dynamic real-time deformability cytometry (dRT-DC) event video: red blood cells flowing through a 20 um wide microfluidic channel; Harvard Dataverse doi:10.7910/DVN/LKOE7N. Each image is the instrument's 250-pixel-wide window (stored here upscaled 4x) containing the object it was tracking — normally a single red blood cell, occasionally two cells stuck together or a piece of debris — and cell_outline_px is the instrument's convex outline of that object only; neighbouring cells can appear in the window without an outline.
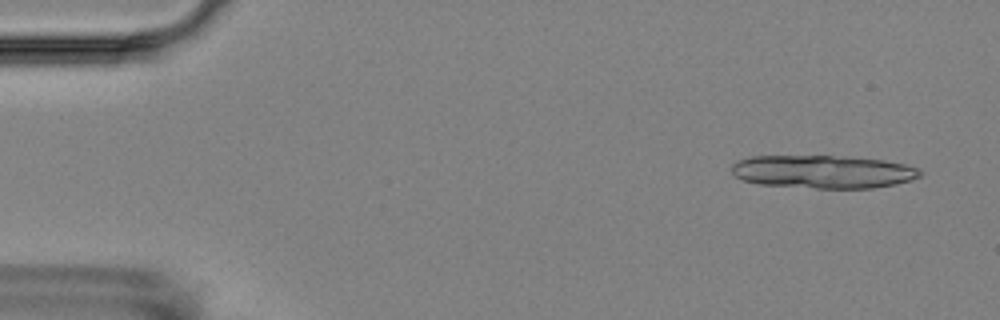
{"species": "Egyptian fruit bat (a non-hibernating species)", "species_latin": "Rousettus aegyptiacus", "temperature_condition": "room temperature", "stored_images_in_passage": 4, "camera_frame_rate_fps": 3000, "um_per_image_px": 0.085, "animal": {"sex": "female"}, "frame": {"image": 1, "passage_image": 1, "time_ms": 0.0, "image_size_px": [1000, 320], "cell_outline_px": [[924, 172], [920, 176], [912, 180], [896, 184], [872, 188], [816, 188], [760, 184], [744, 180], [736, 176], [732, 172], [732, 164], [736, 160], [748, 156], [844, 156], [884, 160], [904, 164], [920, 168]], "centroid_in_image_um": [69.99, 14.59], "position_along_channel_um": 15.0, "area_um2": 36.53}}